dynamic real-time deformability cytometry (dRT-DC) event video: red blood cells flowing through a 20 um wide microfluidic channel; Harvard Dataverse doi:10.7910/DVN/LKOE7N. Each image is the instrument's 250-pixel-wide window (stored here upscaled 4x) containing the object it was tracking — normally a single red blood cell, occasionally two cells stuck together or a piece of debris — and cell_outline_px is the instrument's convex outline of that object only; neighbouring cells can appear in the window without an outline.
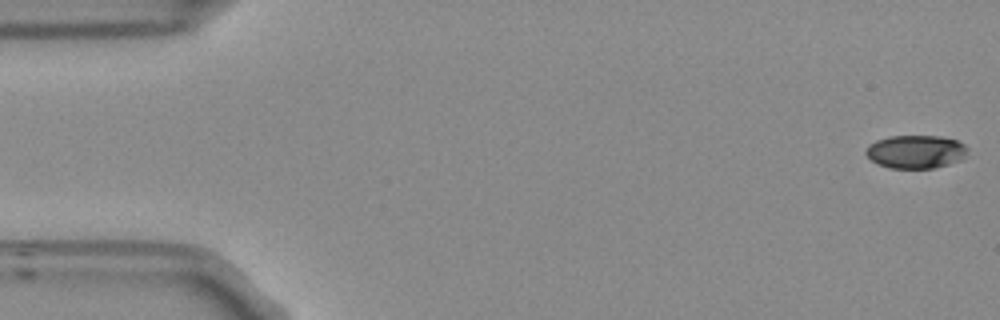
{"species": "Egyptian fruit bat (a non-hibernating species)", "species_latin": "Rousettus aegyptiacus", "temperature_condition": "room temperature", "stored_images_in_passage": 54, "camera_frame_rate_fps": 3000, "um_per_image_px": 0.085, "frame": {"image": 1, "passage_image": 1, "time_ms": 0.0, "image_size_px": [1000, 320], "cell_outline_px": [[968, 148], [964, 156], [948, 164], [932, 168], [888, 168], [876, 164], [864, 152], [868, 144], [876, 140], [888, 136], [940, 136], [956, 140], [964, 144]], "centroid_in_image_um": [77.78, 12.89], "position_along_channel_um": 7.2, "area_um2": 19.65}}
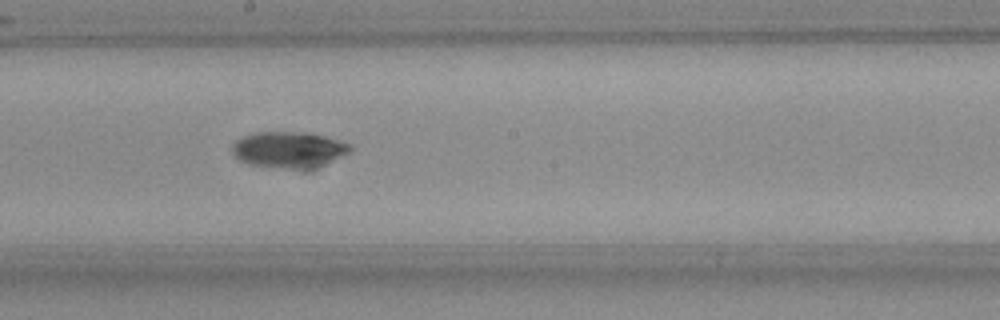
{"frame": {"image": 2, "passage_image": 29, "time_ms": 9.333, "image_size_px": [1000, 320], "cell_outline_px": [[352, 148], [348, 152], [324, 164], [312, 168], [268, 168], [248, 164], [240, 160], [232, 152], [232, 144], [236, 140], [244, 136], [256, 132], [308, 132], [328, 136], [352, 144]], "centroid_in_image_um": [24.53, 12.71], "position_along_channel_um": 223.7, "area_um2": 24.97}}
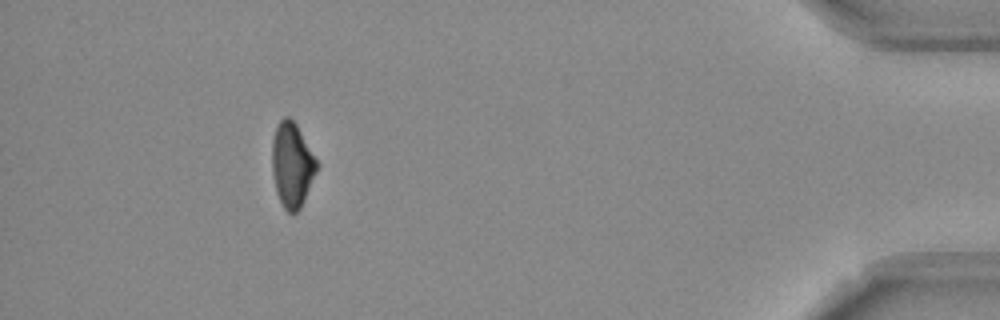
{"frame": {"image": 3, "passage_image": 49, "time_ms": 16.0, "image_size_px": [1000, 320], "cell_outline_px": [[316, 172], [304, 200], [300, 208], [296, 212], [288, 212], [284, 208], [276, 192], [272, 172], [272, 140], [276, 128], [280, 120], [284, 116], [288, 116], [296, 124], [316, 160]], "centroid_in_image_um": [24.79, 14.01], "position_along_channel_um": 410.4, "area_um2": 21.56}, "authors_computed_cell_mechanics": {"area_um2": 22.3108, "velocity_mm_per_s": 3.7543, "shape_relaxation_time_tau1_ms": 3.0522, "shape_relaxation_time_tau2_ms": null, "deformation_change_tau1": 0.1223, "deformation_change_tau2": null}}